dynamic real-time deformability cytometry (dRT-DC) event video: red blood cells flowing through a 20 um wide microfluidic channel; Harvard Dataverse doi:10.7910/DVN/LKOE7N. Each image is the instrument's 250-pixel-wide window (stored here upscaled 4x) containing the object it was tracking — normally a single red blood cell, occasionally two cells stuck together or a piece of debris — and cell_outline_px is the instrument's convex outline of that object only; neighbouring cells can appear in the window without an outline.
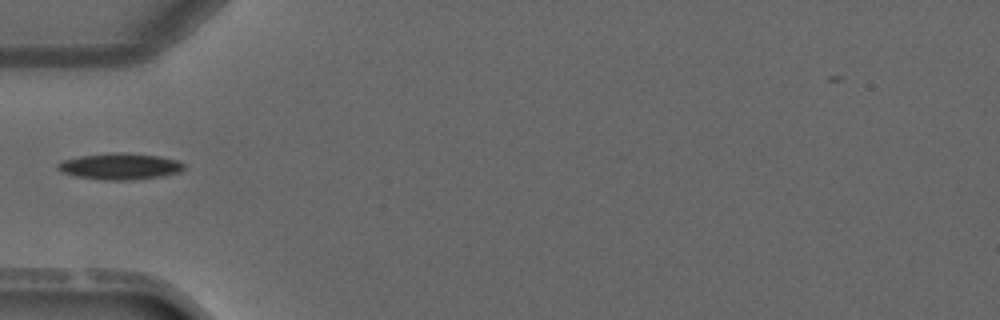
{"species": "common noctule bat (a hibernating species)", "species_latin": "Nyctalus noctula", "temperature_condition": "warm", "stored_images_in_passage": 3, "camera_frame_rate_fps": 3000, "um_per_image_px": 0.085, "animal": {"sex": "male", "forearm_length_mm": 52.5}, "frame": {"image": 1, "passage_image": 3, "time_ms": 2.333, "image_size_px": [1000, 320], "cell_outline_px": [[184, 168], [180, 172], [160, 176], [132, 180], [104, 180], [76, 176], [64, 172], [56, 168], [56, 164], [60, 160], [80, 156], [112, 152], [120, 152], [160, 156], [180, 160], [184, 164]], "centroid_in_image_um": [10.19, 14.13], "position_along_channel_um": 74.8, "area_um2": 19.48}}